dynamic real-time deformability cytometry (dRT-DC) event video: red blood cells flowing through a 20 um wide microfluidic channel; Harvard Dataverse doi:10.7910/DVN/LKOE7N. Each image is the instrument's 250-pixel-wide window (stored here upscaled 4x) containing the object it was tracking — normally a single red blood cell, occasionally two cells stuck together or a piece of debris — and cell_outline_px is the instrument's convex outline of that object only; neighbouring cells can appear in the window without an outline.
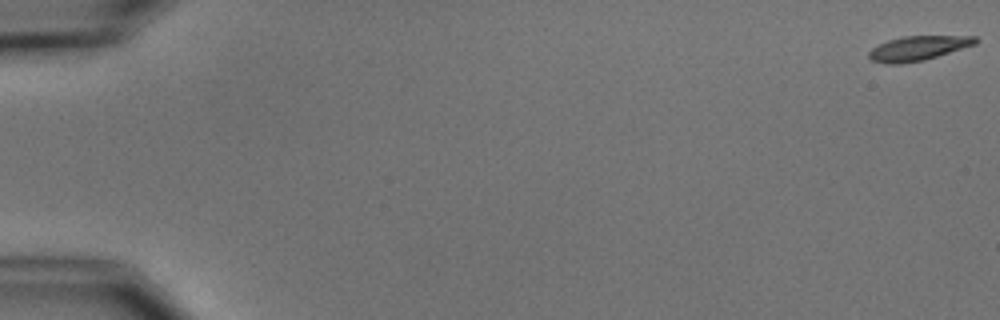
{"species": "common noctule bat (a hibernating species)", "species_latin": "Nyctalus noctula", "temperature_condition": "cold", "stored_images_in_passage": 3, "camera_frame_rate_fps": 3000, "um_per_image_px": 0.085, "animal": {"sex": "male", "body_mass_g": 15.6}, "frame": {"image": 1, "passage_image": 1, "time_ms": 0.0, "image_size_px": [1000, 320], "cell_outline_px": [[980, 40], [976, 44], [924, 60], [900, 64], [888, 64], [872, 60], [868, 56], [868, 52], [872, 48], [888, 40], [904, 36], [976, 36]], "centroid_in_image_um": [78.05, 4.09], "position_along_channel_um": 6.9, "area_um2": 15.14}}